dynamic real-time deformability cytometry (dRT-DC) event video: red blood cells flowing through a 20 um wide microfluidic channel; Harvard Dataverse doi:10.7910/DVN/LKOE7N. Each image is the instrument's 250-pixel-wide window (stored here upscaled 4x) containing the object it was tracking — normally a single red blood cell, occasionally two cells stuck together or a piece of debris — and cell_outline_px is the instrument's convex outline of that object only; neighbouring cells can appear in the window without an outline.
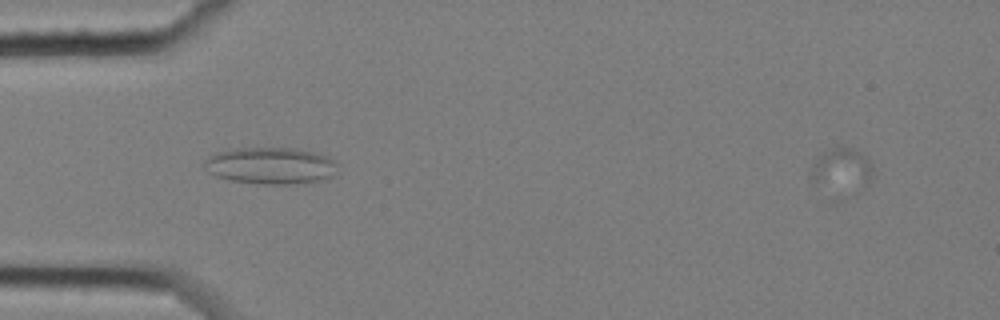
{"species": "common noctule bat (a hibernating species)", "species_latin": "Nyctalus noctula", "temperature_condition": "cold", "stored_images_in_passage": 41, "camera_frame_rate_fps": 3000, "um_per_image_px": 0.085, "animal": {"sex": "female", "body_mass_g": 25.1}, "frame": {"image": 1, "passage_image": 1, "time_ms": 0.0, "image_size_px": [1000, 320], "cell_outline_px": [[340, 164], [336, 176], [328, 180], [312, 184], [256, 184], [228, 180], [216, 176], [208, 172], [204, 168], [204, 160], [208, 156], [216, 152], [232, 148], [296, 148], [312, 152], [336, 160]], "centroid_in_image_um": [23.08, 14.11], "position_along_channel_um": 61.9, "area_um2": 29.59}}
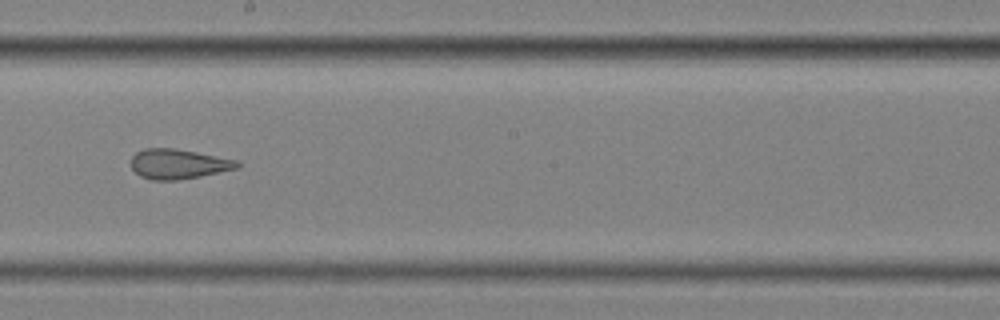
{"frame": {"image": 2, "passage_image": 16, "time_ms": 5.0, "image_size_px": [1000, 320], "cell_outline_px": [[244, 164], [236, 168], [200, 176], [176, 180], [152, 180], [140, 176], [132, 168], [132, 156], [136, 152], [144, 148], [176, 148], [240, 160]], "centroid_in_image_um": [15.19, 13.92], "position_along_channel_um": 233.0, "area_um2": 18.55}}
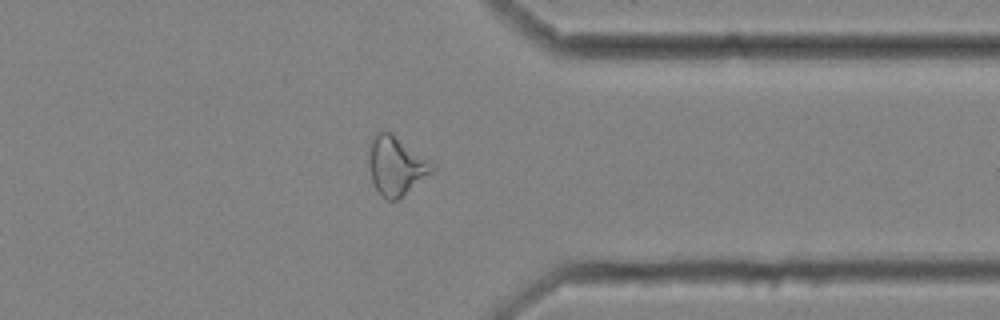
{"frame": {"image": 3, "passage_image": 29, "time_ms": 9.333, "image_size_px": [1000, 320], "cell_outline_px": [[436, 168], [396, 200], [388, 200], [376, 188], [372, 180], [368, 160], [368, 144], [372, 136], [376, 132], [384, 128], [436, 164]], "centroid_in_image_um": [33.63, 14.01], "position_along_channel_um": 377.8, "area_um2": 21.5}, "authors_computed_cell_mechanics": {"area_um2": 19.9988, "velocity_mm_per_s": 3.4644, "shape_relaxation_time_tau1_ms": null, "shape_relaxation_time_tau2_ms": 2.2425, "deformation_change_tau1": null, "deformation_change_tau2": 0.1014}}